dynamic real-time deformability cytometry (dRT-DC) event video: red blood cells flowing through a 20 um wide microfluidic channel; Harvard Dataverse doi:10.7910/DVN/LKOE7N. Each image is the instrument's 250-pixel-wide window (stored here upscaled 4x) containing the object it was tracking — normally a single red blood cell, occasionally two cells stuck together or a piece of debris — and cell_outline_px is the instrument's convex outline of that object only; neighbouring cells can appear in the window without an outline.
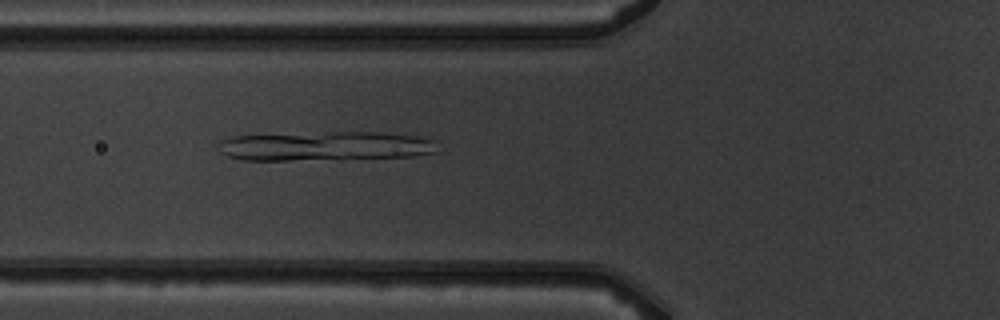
{"species": "common noctule bat (a hibernating species)", "species_latin": "Nyctalus noctula", "temperature_condition": "warm", "stored_images_in_passage": 5, "camera_frame_rate_fps": 3000, "um_per_image_px": 0.085, "animal": {"sex": "male", "body_mass_g": 19.5, "forearm_length_mm": 54.6}, "frame": {"image": 1, "passage_image": 5, "time_ms": 5.333, "image_size_px": [1000, 320], "cell_outline_px": [[440, 152], [416, 156], [340, 160], [244, 160], [228, 156], [220, 152], [216, 144], [220, 140], [232, 136], [328, 132], [380, 132], [412, 136], [440, 140]], "centroid_in_image_um": [27.75, 12.43], "position_along_channel_um": 98.0, "area_um2": 38.38}}